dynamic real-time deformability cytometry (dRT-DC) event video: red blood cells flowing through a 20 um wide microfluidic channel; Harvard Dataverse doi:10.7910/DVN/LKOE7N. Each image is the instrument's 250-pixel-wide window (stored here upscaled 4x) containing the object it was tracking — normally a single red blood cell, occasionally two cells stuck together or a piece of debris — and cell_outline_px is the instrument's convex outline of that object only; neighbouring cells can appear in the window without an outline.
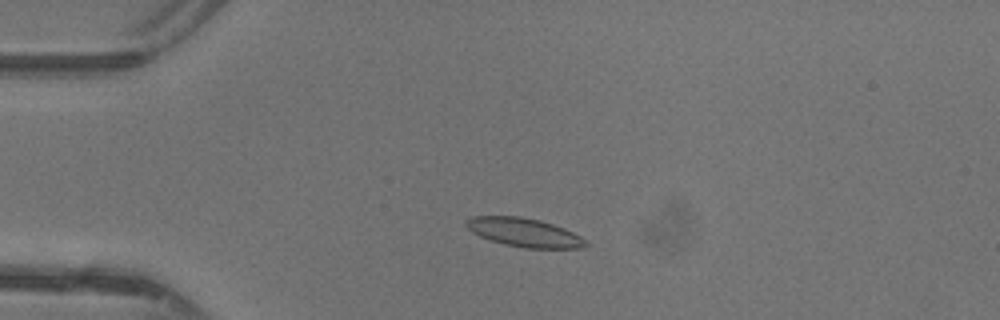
{"species": "common noctule bat (a hibernating species)", "species_latin": "Nyctalus noctula", "temperature_condition": "warm", "stored_images_in_passage": 45, "camera_frame_rate_fps": 3000, "um_per_image_px": 0.085, "animal": {"sex": "female"}, "frame": {"image": 1, "passage_image": 9, "time_ms": 2.667, "image_size_px": [1000, 320], "cell_outline_px": [[588, 244], [584, 248], [524, 248], [504, 244], [480, 236], [472, 232], [464, 224], [464, 220], [472, 216], [520, 216], [540, 220], [564, 228], [588, 240]], "centroid_in_image_um": [44.56, 19.75], "position_along_channel_um": 40.4, "area_um2": 20.06}}
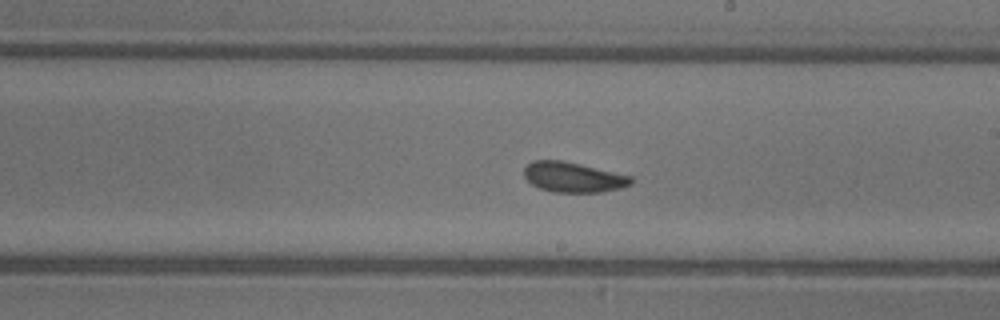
{"frame": {"image": 2, "passage_image": 25, "time_ms": 8.0, "image_size_px": [1000, 320], "cell_outline_px": [[632, 184], [620, 188], [600, 192], [552, 192], [540, 188], [532, 184], [524, 176], [524, 168], [532, 160], [560, 160], [580, 164], [632, 176]], "centroid_in_image_um": [48.71, 15.06], "position_along_channel_um": 240.3, "area_um2": 18.67}}
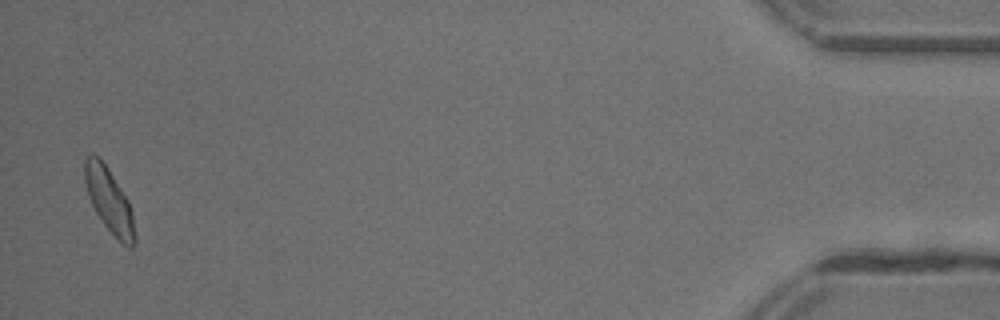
{"frame": {"image": 3, "passage_image": 44, "time_ms": 14.333, "image_size_px": [1000, 320], "cell_outline_px": [[136, 244], [132, 248], [128, 248], [104, 224], [96, 212], [88, 196], [84, 180], [84, 160], [92, 152], [108, 168], [128, 200], [132, 212], [136, 236]], "centroid_in_image_um": [9.29, 17.04], "position_along_channel_um": 425.9, "area_um2": 18.5}, "authors_computed_cell_mechanics": {"area_um2": 18.9584, "velocity_mm_per_s": 4.3595, "shape_relaxation_time_tau1_ms": 3.8748, "shape_relaxation_time_tau2_ms": 1.0366, "deformation_change_tau1": 0.1233, "deformation_change_tau2": 0.0792}}